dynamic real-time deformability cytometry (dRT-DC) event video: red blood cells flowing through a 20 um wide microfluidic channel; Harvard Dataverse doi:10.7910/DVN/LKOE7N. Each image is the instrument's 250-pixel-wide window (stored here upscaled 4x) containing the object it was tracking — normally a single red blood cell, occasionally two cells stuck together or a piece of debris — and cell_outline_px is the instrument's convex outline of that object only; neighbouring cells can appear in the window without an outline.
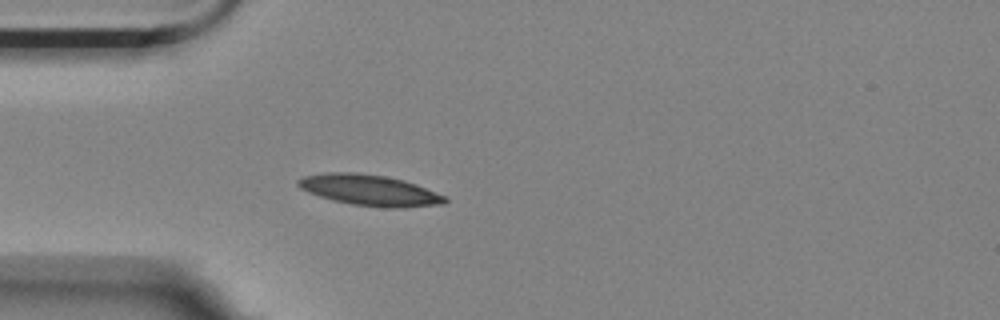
{"species": "Egyptian fruit bat (a non-hibernating species)", "species_latin": "Rousettus aegyptiacus", "temperature_condition": "room temperature", "stored_images_in_passage": 5, "camera_frame_rate_fps": 3000, "um_per_image_px": 0.085, "animal": {"sex": "female"}, "frame": {"image": 1, "passage_image": 5, "time_ms": 1.333, "image_size_px": [1000, 320], "cell_outline_px": [[448, 200], [444, 204], [404, 208], [384, 208], [352, 204], [332, 200], [308, 192], [300, 188], [296, 184], [296, 180], [304, 176], [328, 172], [356, 172], [384, 176], [404, 180], [416, 184], [444, 196]], "centroid_in_image_um": [31.4, 16.17], "position_along_channel_um": 53.6, "area_um2": 26.47}}